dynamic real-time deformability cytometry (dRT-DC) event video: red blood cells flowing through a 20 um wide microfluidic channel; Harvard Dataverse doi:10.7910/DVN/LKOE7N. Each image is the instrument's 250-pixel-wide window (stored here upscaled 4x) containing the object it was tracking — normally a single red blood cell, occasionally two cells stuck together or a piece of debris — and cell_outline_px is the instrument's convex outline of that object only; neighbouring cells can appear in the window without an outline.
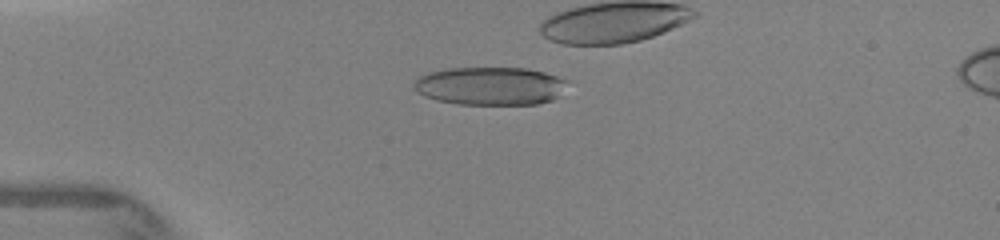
{"species": "human", "species_latin": "Homo sapiens", "temperature_condition": "warm", "stored_images_in_passage": 15, "camera_frame_rate_fps": 3000, "um_per_image_px": 0.085, "donor": {"sex": "female"}, "frame": {"image": 1, "passage_image": 9, "time_ms": 3.667, "image_size_px": [1000, 240], "cell_outline_px": [[568, 80], [556, 96], [552, 100], [536, 104], [460, 104], [436, 100], [424, 96], [412, 88], [412, 84], [416, 76], [428, 72], [448, 68], [528, 68], [544, 72]], "centroid_in_image_um": [41.58, 7.3], "position_along_channel_um": 43.4, "area_um2": 34.1}}
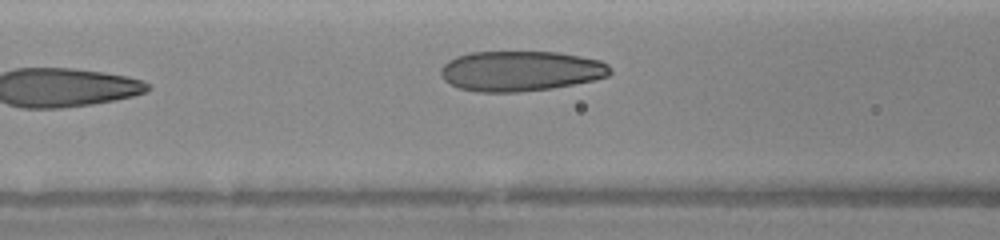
{"frame": {"image": 2, "passage_image": 15, "time_ms": 7.0, "image_size_px": [1000, 240], "cell_outline_px": [[612, 72], [608, 76], [592, 80], [552, 88], [520, 92], [480, 92], [460, 88], [444, 80], [440, 72], [440, 68], [448, 60], [456, 56], [468, 52], [556, 52], [580, 56], [600, 60], [608, 64], [612, 68]], "centroid_in_image_um": [44.25, 6.03], "position_along_channel_um": 122.4, "area_um2": 39.71}}